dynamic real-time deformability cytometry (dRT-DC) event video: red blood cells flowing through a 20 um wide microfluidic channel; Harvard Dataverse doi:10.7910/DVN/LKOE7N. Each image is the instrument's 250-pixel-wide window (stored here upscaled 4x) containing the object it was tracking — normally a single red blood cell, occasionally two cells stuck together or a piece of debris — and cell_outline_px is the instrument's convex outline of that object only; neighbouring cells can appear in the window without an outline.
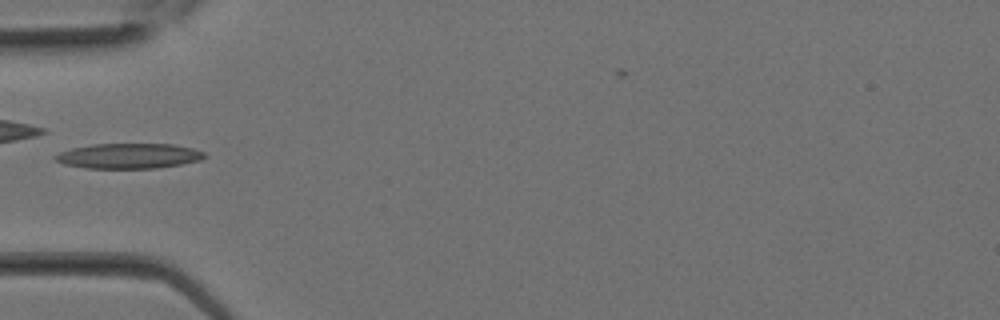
{"species": "Egyptian fruit bat (a non-hibernating species)", "species_latin": "Rousettus aegyptiacus", "temperature_condition": "room temperature", "stored_images_in_passage": 12, "camera_frame_rate_fps": 3000, "um_per_image_px": 0.085, "animal": {"sex": "female"}, "frame": {"image": 1, "passage_image": 10, "time_ms": 3.0, "image_size_px": [1000, 320], "cell_outline_px": [[208, 156], [200, 160], [180, 164], [156, 168], [84, 168], [64, 164], [56, 160], [52, 156], [60, 152], [72, 148], [92, 144], [172, 144], [192, 148], [204, 152]], "centroid_in_image_um": [10.94, 13.25], "position_along_channel_um": 74.1, "area_um2": 21.85}}